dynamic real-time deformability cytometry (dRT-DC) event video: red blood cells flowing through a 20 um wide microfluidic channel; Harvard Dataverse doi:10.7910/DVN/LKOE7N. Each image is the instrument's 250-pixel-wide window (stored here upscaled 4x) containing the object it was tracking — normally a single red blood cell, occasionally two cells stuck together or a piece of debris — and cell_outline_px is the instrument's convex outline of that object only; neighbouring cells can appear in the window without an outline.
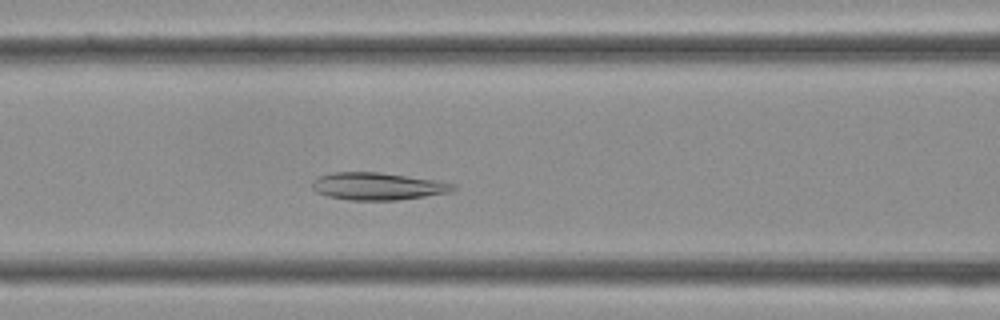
{"species": "Egyptian fruit bat (a non-hibernating species)", "species_latin": "Rousettus aegyptiacus", "temperature_condition": "cold", "stored_images_in_passage": 22, "camera_frame_rate_fps": 3000, "um_per_image_px": 0.085, "frame": {"image": 1, "passage_image": 8, "time_ms": 2.333, "image_size_px": [1000, 320], "cell_outline_px": [[456, 188], [452, 192], [396, 200], [348, 200], [328, 196], [316, 192], [312, 188], [312, 180], [320, 176], [332, 172], [380, 172], [432, 180], [456, 184]], "centroid_in_image_um": [32.07, 15.83], "position_along_channel_um": 134.5, "area_um2": 22.37}}
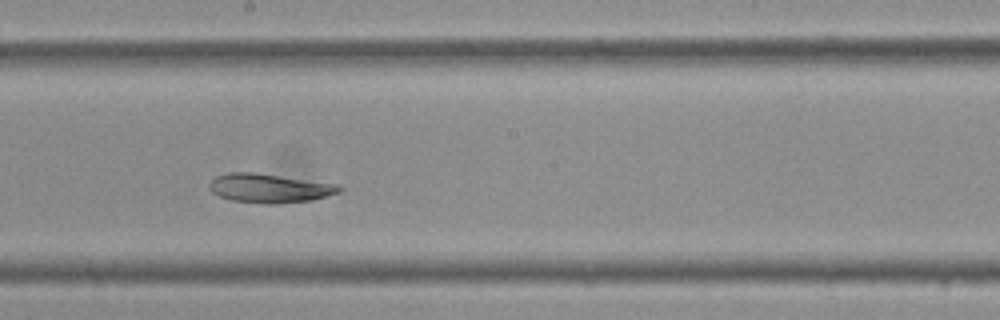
{"frame": {"image": 2, "passage_image": 13, "time_ms": 4.0, "image_size_px": [1000, 320], "cell_outline_px": [[344, 188], [340, 192], [328, 196], [308, 200], [276, 204], [268, 204], [232, 200], [220, 196], [212, 192], [208, 188], [208, 184], [216, 176], [228, 172], [252, 172], [340, 184]], "centroid_in_image_um": [22.92, 15.99], "position_along_channel_um": 225.3, "area_um2": 21.96}}
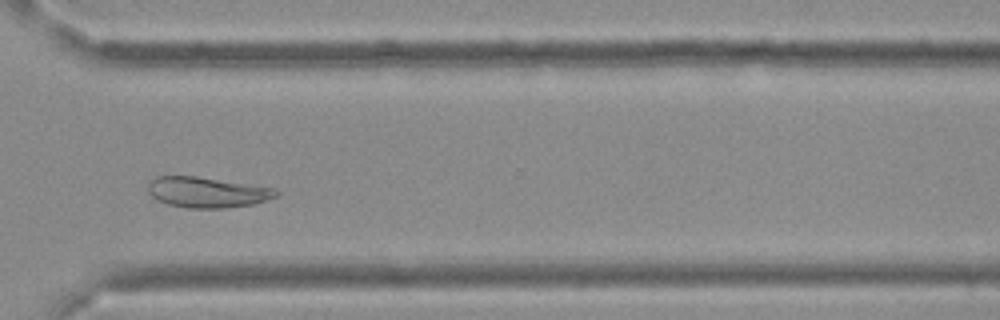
{"frame": {"image": 3, "passage_image": 20, "time_ms": 6.333, "image_size_px": [1000, 320], "cell_outline_px": [[280, 192], [276, 196], [268, 200], [256, 204], [224, 208], [188, 208], [168, 204], [152, 196], [148, 192], [148, 184], [156, 176], [196, 176], [272, 188]], "centroid_in_image_um": [17.61, 16.35], "position_along_channel_um": 353.0, "area_um2": 22.6}}